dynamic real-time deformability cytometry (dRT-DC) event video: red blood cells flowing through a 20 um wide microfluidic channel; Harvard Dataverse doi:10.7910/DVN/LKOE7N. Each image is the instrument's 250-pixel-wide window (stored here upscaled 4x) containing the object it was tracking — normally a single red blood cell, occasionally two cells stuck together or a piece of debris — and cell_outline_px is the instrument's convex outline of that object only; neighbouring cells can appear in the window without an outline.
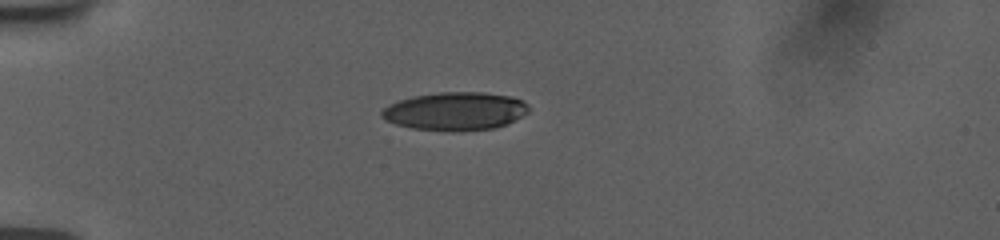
{"species": "human", "species_latin": "Homo sapiens", "temperature_condition": "room temperature", "stored_images_in_passage": 41, "camera_frame_rate_fps": 3000, "um_per_image_px": 0.085, "donor": {"sex": "female"}, "frame": {"image": 1, "passage_image": 1, "time_ms": 0.0, "image_size_px": [1000, 240], "cell_outline_px": [[528, 112], [496, 128], [460, 132], [452, 132], [412, 128], [396, 124], [384, 120], [380, 116], [380, 112], [388, 104], [412, 96], [440, 92], [484, 92], [512, 96], [524, 100], [528, 104]], "centroid_in_image_um": [38.67, 9.45], "position_along_channel_um": 46.3, "area_um2": 33.0}}
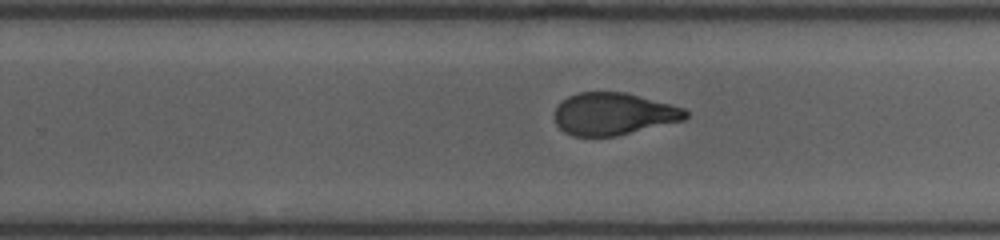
{"frame": {"image": 2, "passage_image": 22, "time_ms": 7.0, "image_size_px": [1000, 240], "cell_outline_px": [[688, 116], [684, 120], [616, 136], [572, 136], [564, 132], [556, 124], [552, 116], [556, 104], [560, 100], [568, 96], [580, 92], [624, 92], [672, 104], [684, 108], [688, 112]], "centroid_in_image_um": [52.1, 9.68], "position_along_channel_um": 277.7, "area_um2": 32.6}}
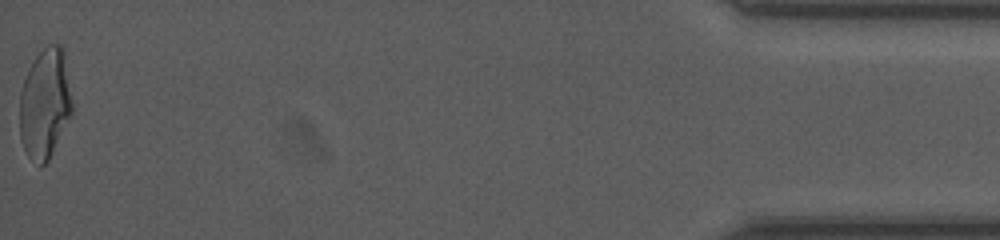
{"frame": {"image": 3, "passage_image": 41, "time_ms": 13.333, "image_size_px": [1000, 240], "cell_outline_px": [[72, 112], [48, 160], [40, 168], [28, 156], [20, 140], [20, 92], [28, 68], [36, 56], [48, 44], [60, 44], [64, 48], [72, 104]], "centroid_in_image_um": [3.81, 8.79], "position_along_channel_um": 431.4, "area_um2": 33.58}, "authors_computed_cell_mechanics": {"area_um2": 33.5818, "velocity_mm_per_s": 3.7713, "shape_relaxation_time_tau1_ms": 9.3247, "shape_relaxation_time_tau2_ms": 1.2422, "deformation_change_tau1": 0.2663, "deformation_change_tau2": 0.08}}